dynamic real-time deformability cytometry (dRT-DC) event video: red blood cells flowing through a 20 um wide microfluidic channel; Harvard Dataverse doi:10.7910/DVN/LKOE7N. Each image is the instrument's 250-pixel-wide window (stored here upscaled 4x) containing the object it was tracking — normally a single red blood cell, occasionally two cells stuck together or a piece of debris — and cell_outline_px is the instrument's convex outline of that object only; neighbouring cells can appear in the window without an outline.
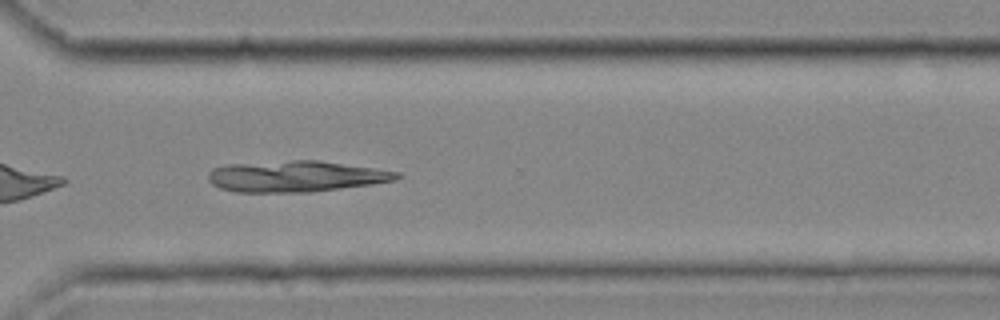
{"species": "common noctule bat (a hibernating species)", "species_latin": "Nyctalus noctula", "temperature_condition": "cold", "stored_images_in_passage": 54, "camera_frame_rate_fps": 3000, "um_per_image_px": 0.085, "animal": {"sex": "female", "body_mass_g": 25.1}, "frame": {"image": 1, "passage_image": 39, "time_ms": 12.667, "image_size_px": [1000, 320], "cell_outline_px": [[404, 176], [396, 180], [372, 184], [312, 192], [236, 192], [220, 188], [212, 184], [208, 180], [208, 172], [212, 168], [224, 164], [292, 160], [320, 160], [376, 168], [400, 172]], "centroid_in_image_um": [25.16, 14.98], "position_along_channel_um": 345.4, "area_um2": 34.62}}